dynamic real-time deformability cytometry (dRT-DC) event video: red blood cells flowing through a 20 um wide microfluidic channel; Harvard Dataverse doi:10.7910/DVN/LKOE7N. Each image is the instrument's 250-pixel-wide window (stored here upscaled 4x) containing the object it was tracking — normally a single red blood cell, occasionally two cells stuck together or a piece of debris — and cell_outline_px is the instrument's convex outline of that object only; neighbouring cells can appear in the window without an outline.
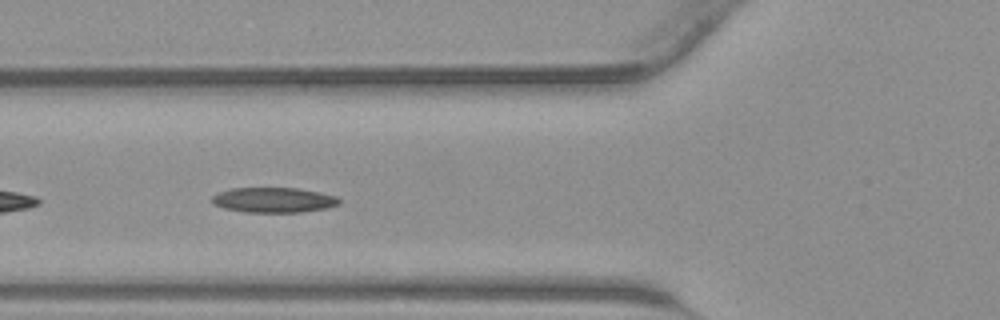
{"species": "common noctule bat (a hibernating species)", "species_latin": "Nyctalus noctula", "temperature_condition": "warm", "stored_images_in_passage": 24, "camera_frame_rate_fps": 3000, "um_per_image_px": 0.085, "animal": {"sex": "male", "body_mass_g": 23.1, "forearm_length_mm": 52.7}, "frame": {"image": 1, "passage_image": 8, "time_ms": 2.333, "image_size_px": [1000, 320], "cell_outline_px": [[340, 204], [328, 208], [300, 212], [244, 212], [224, 208], [212, 204], [212, 196], [216, 192], [232, 188], [296, 188], [336, 196], [340, 200]], "centroid_in_image_um": [23.22, 17.0], "position_along_channel_um": 102.6, "area_um2": 18.61}}
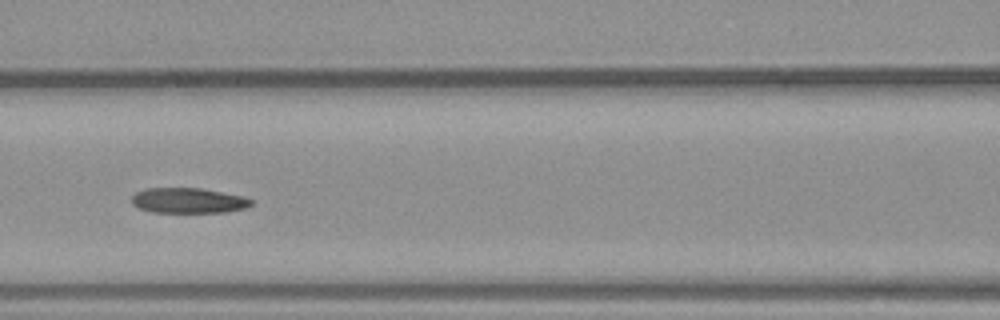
{"frame": {"image": 2, "passage_image": 11, "time_ms": 3.333, "image_size_px": [1000, 320], "cell_outline_px": [[252, 204], [248, 208], [224, 212], [152, 212], [140, 208], [132, 204], [132, 196], [136, 192], [144, 188], [200, 188], [244, 196], [252, 200]], "centroid_in_image_um": [16.02, 17.04], "position_along_channel_um": 150.6, "area_um2": 17.63}}